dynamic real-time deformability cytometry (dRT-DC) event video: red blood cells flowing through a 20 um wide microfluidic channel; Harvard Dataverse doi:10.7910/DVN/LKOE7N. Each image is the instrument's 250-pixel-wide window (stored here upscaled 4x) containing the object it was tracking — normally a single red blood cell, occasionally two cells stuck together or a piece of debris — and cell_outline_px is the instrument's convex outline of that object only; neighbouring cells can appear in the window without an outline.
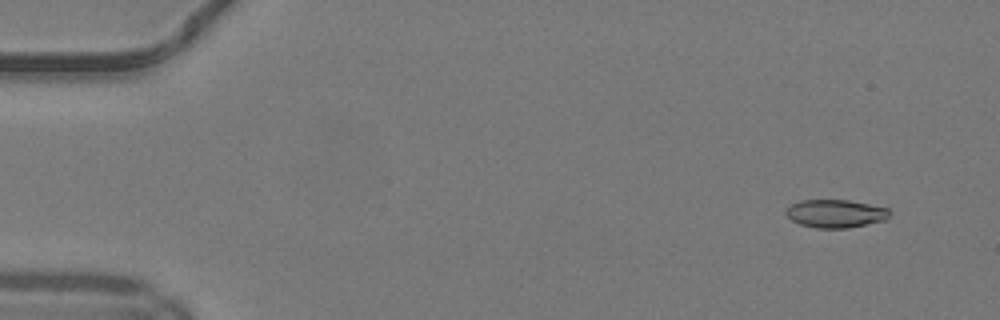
{"species": "common noctule bat (a hibernating species)", "species_latin": "Nyctalus noctula", "temperature_condition": "warm", "stored_images_in_passage": 47, "camera_frame_rate_fps": 3000, "um_per_image_px": 0.085, "animal": {"sex": "male", "body_mass_g": 19.2, "forearm_length_mm": 51.8}, "frame": {"image": 1, "passage_image": 2, "time_ms": 0.333, "image_size_px": [1000, 320], "cell_outline_px": [[892, 212], [888, 220], [848, 228], [816, 228], [800, 224], [792, 220], [784, 212], [792, 204], [800, 200], [848, 200], [888, 208]], "centroid_in_image_um": [71.07, 18.16], "position_along_channel_um": 13.9, "area_um2": 17.05}}
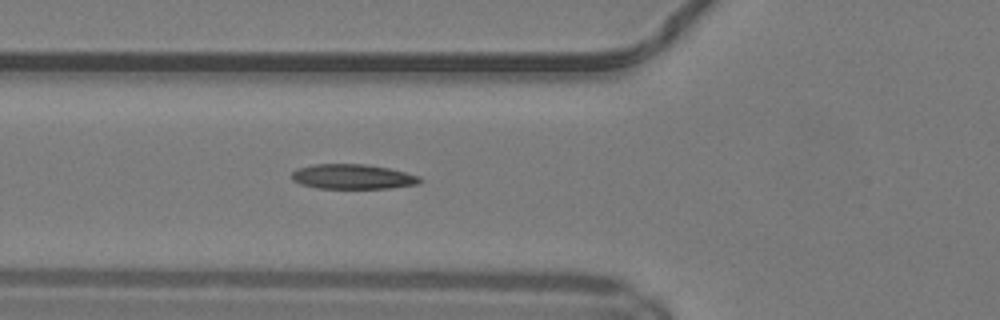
{"frame": {"image": 2, "passage_image": 17, "time_ms": 5.333, "image_size_px": [1000, 320], "cell_outline_px": [[424, 180], [420, 184], [388, 188], [316, 188], [300, 184], [292, 180], [292, 172], [296, 168], [316, 164], [364, 164], [388, 168], [420, 176]], "centroid_in_image_um": [29.98, 15.02], "position_along_channel_um": 95.8, "area_um2": 18.61}}
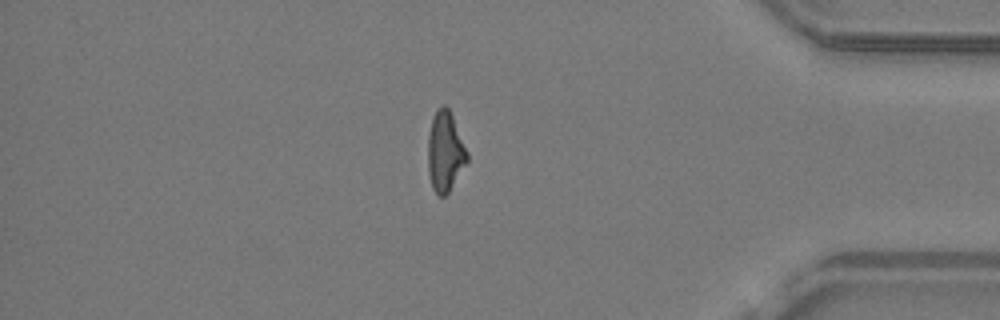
{"frame": {"image": 3, "passage_image": 41, "time_ms": 13.333, "image_size_px": [1000, 320], "cell_outline_px": [[468, 160], [448, 192], [444, 196], [440, 196], [432, 188], [428, 172], [428, 136], [432, 116], [436, 108], [444, 104], [448, 108], [452, 116], [468, 152]], "centroid_in_image_um": [37.82, 12.85], "position_along_channel_um": 397.4, "area_um2": 18.21}}